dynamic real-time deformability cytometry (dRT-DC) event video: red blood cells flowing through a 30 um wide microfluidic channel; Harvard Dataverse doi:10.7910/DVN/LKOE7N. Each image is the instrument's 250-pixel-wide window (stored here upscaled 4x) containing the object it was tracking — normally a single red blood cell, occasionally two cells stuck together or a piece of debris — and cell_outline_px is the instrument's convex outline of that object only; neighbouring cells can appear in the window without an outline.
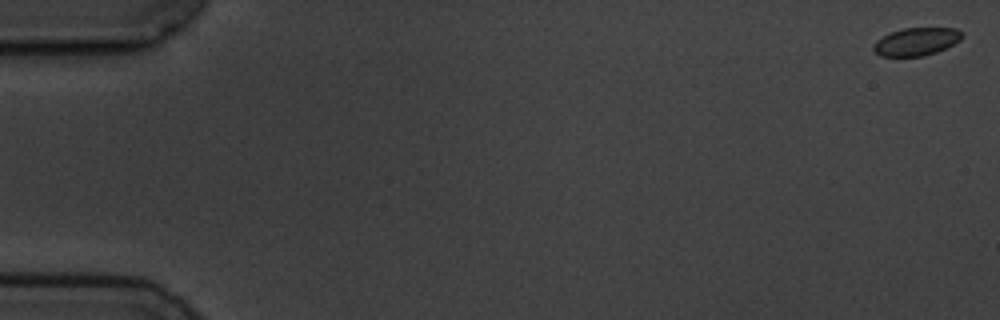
{"species": "common noctule bat (a hibernating species)", "species_latin": "Nyctalus noctula", "temperature_condition": "cold", "stored_images_in_passage": 6, "camera_frame_rate_fps": 3000, "um_per_image_px": 0.085, "animal": {"sex": "male", "body_mass_g": 19.5, "forearm_length_mm": 54.6}, "frame": {"image": 1, "passage_image": 1, "time_ms": 0.0, "image_size_px": [1000, 320], "cell_outline_px": [[964, 36], [960, 40], [936, 52], [924, 56], [880, 56], [872, 48], [872, 44], [876, 40], [892, 32], [904, 28], [956, 28], [964, 32]], "centroid_in_image_um": [77.9, 3.53], "position_along_channel_um": 7.1, "area_um2": 14.33}}
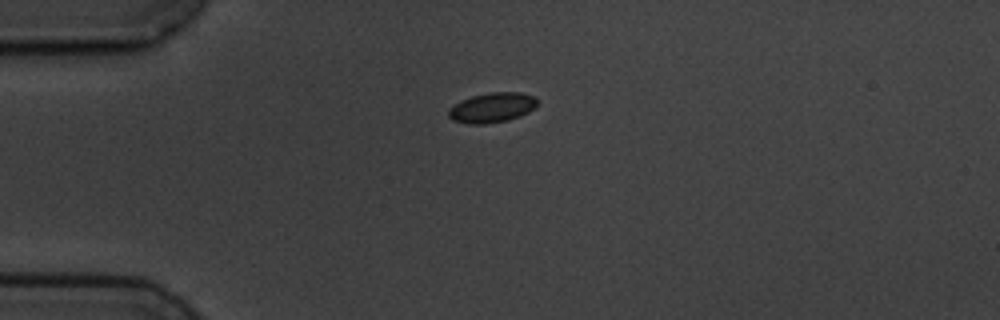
{"frame": {"image": 2, "passage_image": 5, "time_ms": 4.667, "image_size_px": [1000, 320], "cell_outline_px": [[536, 104], [528, 112], [520, 116], [508, 120], [484, 124], [468, 124], [452, 120], [448, 116], [448, 108], [452, 104], [460, 100], [472, 96], [488, 92], [520, 92], [536, 96]], "centroid_in_image_um": [41.77, 9.14], "position_along_channel_um": 43.2, "area_um2": 15.61}}